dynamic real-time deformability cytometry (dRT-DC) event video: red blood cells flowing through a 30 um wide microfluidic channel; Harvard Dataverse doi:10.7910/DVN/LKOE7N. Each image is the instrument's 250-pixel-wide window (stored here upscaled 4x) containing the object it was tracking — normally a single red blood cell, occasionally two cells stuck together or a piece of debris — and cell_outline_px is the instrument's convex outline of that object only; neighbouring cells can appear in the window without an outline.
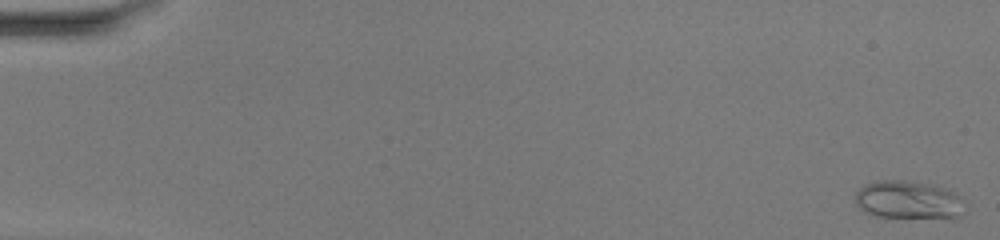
{"species": "common noctule bat (a hibernating species)", "species_latin": "Nyctalus noctula", "temperature_condition": "warm", "stored_images_in_passage": 50, "camera_frame_rate_fps": 3000, "um_per_image_px": 0.085, "animal": {"sex": "female", "body_mass_g": 20.0, "forearm_length_mm": 54.0}, "frame": {"image": 1, "passage_image": 1, "time_ms": 0.0, "image_size_px": [1000, 240], "cell_outline_px": [[960, 216], [956, 220], [952, 220], [872, 216], [864, 212], [856, 204], [856, 192], [864, 184], [876, 180], [904, 180], [936, 184], [956, 192], [960, 196]], "centroid_in_image_um": [77.22, 17.01], "position_along_channel_um": 7.8, "area_um2": 25.14}}
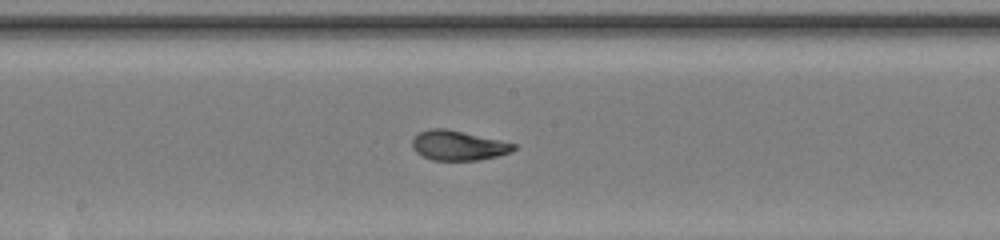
{"frame": {"image": 2, "passage_image": 28, "time_ms": 9.0, "image_size_px": [1000, 240], "cell_outline_px": [[516, 148], [512, 152], [496, 156], [476, 160], [432, 160], [416, 152], [412, 148], [412, 140], [420, 132], [428, 128], [448, 128], [500, 140], [516, 144]], "centroid_in_image_um": [38.94, 12.35], "position_along_channel_um": 209.3, "area_um2": 17.57}}
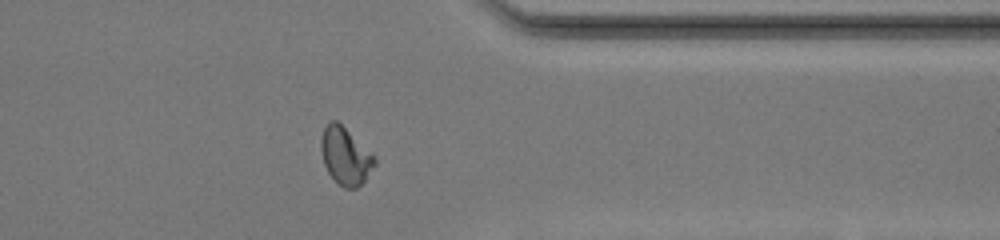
{"frame": {"image": 3, "passage_image": 41, "time_ms": 13.333, "image_size_px": [1000, 240], "cell_outline_px": [[376, 164], [364, 180], [356, 188], [344, 188], [328, 172], [324, 164], [320, 148], [320, 140], [324, 128], [328, 120], [336, 120], [376, 156]], "centroid_in_image_um": [29.35, 13.23], "position_along_channel_um": 382.0, "area_um2": 17.74}, "authors_computed_cell_mechanics": {"area_um2": 18.3515, "velocity_mm_per_s": 4.1365, "shape_relaxation_time_tau1_ms": 7.3826, "shape_relaxation_time_tau2_ms": 0.8356, "deformation_change_tau1": 0.2584, "deformation_change_tau2": 0.0535}}